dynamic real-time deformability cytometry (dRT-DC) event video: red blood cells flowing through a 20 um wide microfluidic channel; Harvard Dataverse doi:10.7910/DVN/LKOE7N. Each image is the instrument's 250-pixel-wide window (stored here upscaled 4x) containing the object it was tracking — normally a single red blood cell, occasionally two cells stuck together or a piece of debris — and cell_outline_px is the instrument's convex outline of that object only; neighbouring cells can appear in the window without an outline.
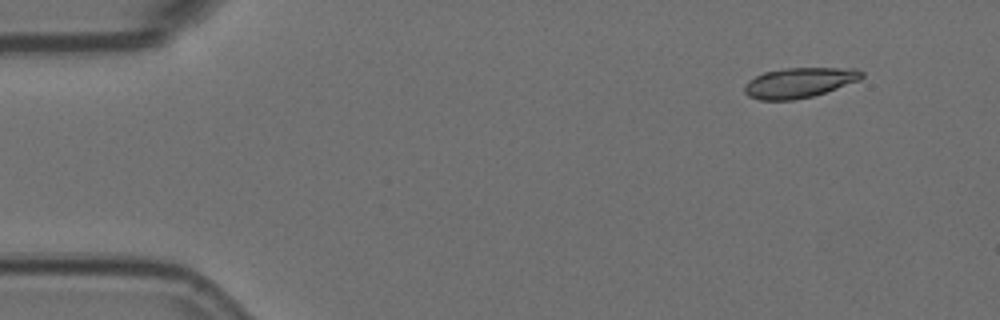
{"species": "Egyptian fruit bat (a non-hibernating species)", "species_latin": "Rousettus aegyptiacus", "temperature_condition": "room temperature", "stored_images_in_passage": 4, "camera_frame_rate_fps": 3000, "um_per_image_px": 0.085, "animal": {"sex": "female"}, "frame": {"image": 1, "passage_image": 1, "time_ms": 0.0, "image_size_px": [1000, 320], "cell_outline_px": [[864, 76], [860, 80], [812, 96], [792, 100], [760, 100], [748, 96], [744, 92], [744, 84], [748, 80], [764, 72], [784, 68], [856, 68], [864, 72]], "centroid_in_image_um": [67.92, 7.02], "position_along_channel_um": 17.1, "area_um2": 20.58}}
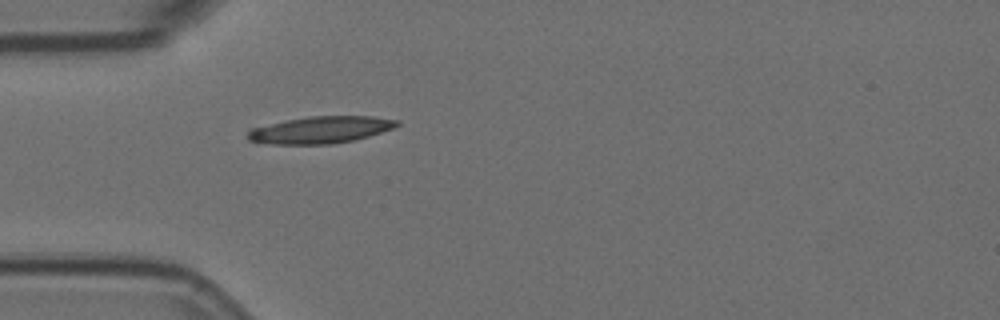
{"frame": {"image": 2, "passage_image": 4, "time_ms": 1.0, "image_size_px": [1000, 320], "cell_outline_px": [[400, 124], [392, 128], [368, 136], [352, 140], [332, 144], [272, 144], [248, 140], [248, 132], [252, 128], [288, 120], [308, 116], [372, 116], [400, 120]], "centroid_in_image_um": [27.27, 11.03], "position_along_channel_um": 57.7, "area_um2": 23.12}}